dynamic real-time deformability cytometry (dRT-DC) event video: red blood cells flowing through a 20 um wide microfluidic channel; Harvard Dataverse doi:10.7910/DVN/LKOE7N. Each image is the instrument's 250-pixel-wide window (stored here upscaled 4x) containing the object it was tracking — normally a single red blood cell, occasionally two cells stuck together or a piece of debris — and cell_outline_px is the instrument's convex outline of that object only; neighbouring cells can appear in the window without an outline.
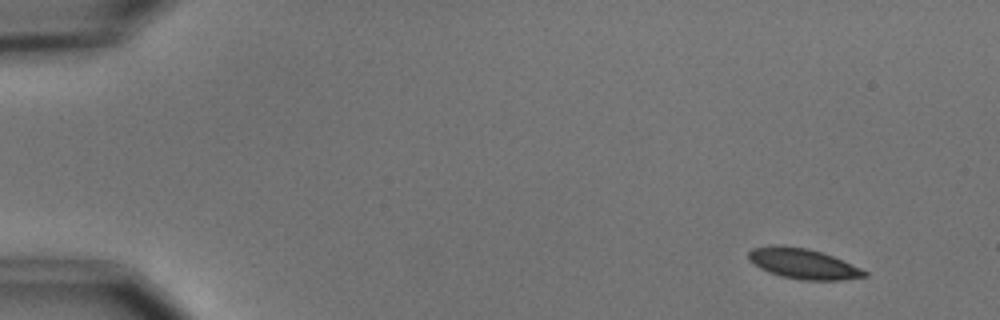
{"species": "common noctule bat (a hibernating species)", "species_latin": "Nyctalus noctula", "temperature_condition": "cold", "stored_images_in_passage": 8, "camera_frame_rate_fps": 3000, "um_per_image_px": 0.085, "animal": {"sex": "male", "body_mass_g": 15.6}, "frame": {"image": 1, "passage_image": 1, "time_ms": 0.0, "image_size_px": [1000, 320], "cell_outline_px": [[868, 276], [840, 280], [800, 280], [780, 276], [768, 272], [760, 268], [748, 260], [748, 252], [752, 248], [772, 244], [784, 244], [808, 248], [832, 256], [860, 268], [868, 272]], "centroid_in_image_um": [68.2, 22.4], "position_along_channel_um": 16.8, "area_um2": 20.69}}
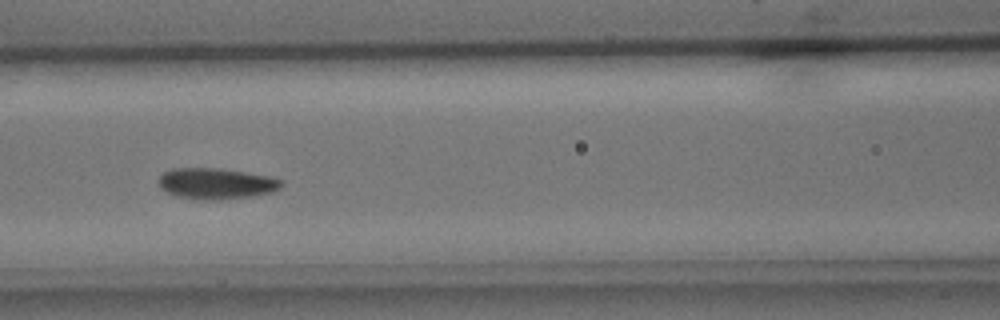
{"frame": {"image": 2, "passage_image": 7, "time_ms": 6.667, "image_size_px": [1000, 320], "cell_outline_px": [[284, 184], [280, 188], [272, 192], [252, 196], [220, 200], [192, 200], [176, 196], [160, 188], [160, 176], [164, 172], [172, 168], [216, 168], [272, 176], [280, 180]], "centroid_in_image_um": [18.38, 15.61], "position_along_channel_um": 148.2, "area_um2": 22.31}}
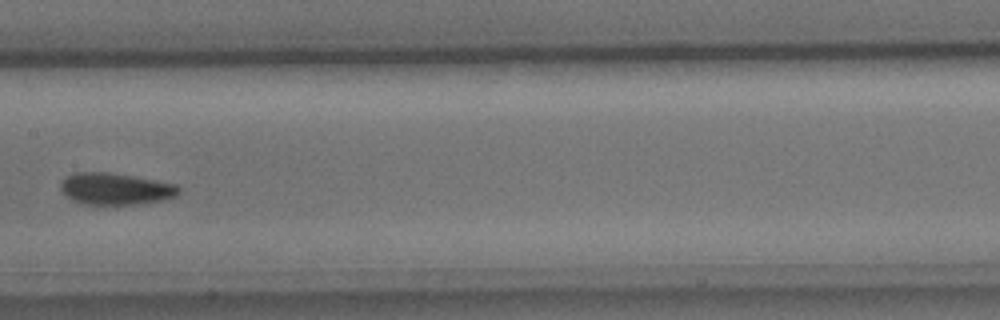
{"frame": {"image": 3, "passage_image": 8, "time_ms": 8.0, "image_size_px": [1000, 320], "cell_outline_px": [[180, 192], [176, 196], [164, 200], [136, 204], [84, 204], [72, 200], [60, 188], [60, 184], [68, 176], [76, 172], [108, 172], [132, 176], [176, 184], [180, 188]], "centroid_in_image_um": [9.84, 16.05], "position_along_channel_um": 197.6, "area_um2": 21.62}}